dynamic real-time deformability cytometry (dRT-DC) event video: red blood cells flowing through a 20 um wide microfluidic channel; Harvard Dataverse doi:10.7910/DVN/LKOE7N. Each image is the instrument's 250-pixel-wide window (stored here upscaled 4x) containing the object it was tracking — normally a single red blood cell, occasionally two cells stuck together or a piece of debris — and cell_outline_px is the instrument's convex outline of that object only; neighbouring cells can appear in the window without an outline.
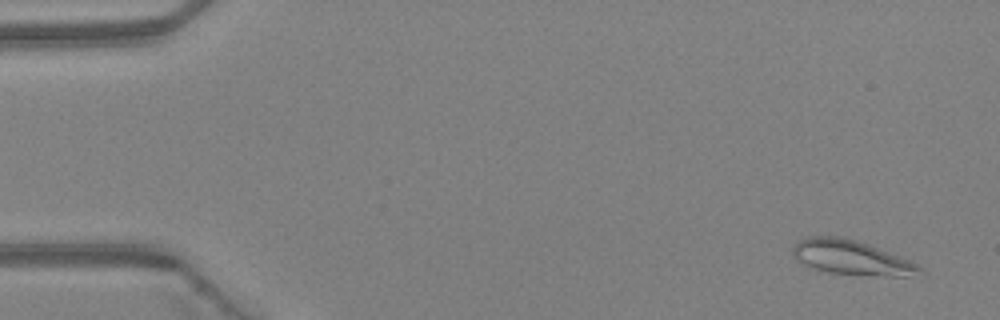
{"species": "Egyptian fruit bat (a non-hibernating species)", "species_latin": "Rousettus aegyptiacus", "temperature_condition": "warm", "stored_images_in_passage": 4, "camera_frame_rate_fps": 3000, "um_per_image_px": 0.085, "animal": {"sex": "female"}, "frame": {"image": 1, "passage_image": 1, "time_ms": 0.0, "image_size_px": [1000, 320], "cell_outline_px": [[920, 268], [908, 276], [884, 276], [828, 272], [812, 268], [796, 260], [792, 256], [792, 248], [800, 240], [808, 236], [844, 236], [868, 244], [912, 260], [920, 264]], "centroid_in_image_um": [72.32, 21.87], "position_along_channel_um": 12.7, "area_um2": 25.37}}